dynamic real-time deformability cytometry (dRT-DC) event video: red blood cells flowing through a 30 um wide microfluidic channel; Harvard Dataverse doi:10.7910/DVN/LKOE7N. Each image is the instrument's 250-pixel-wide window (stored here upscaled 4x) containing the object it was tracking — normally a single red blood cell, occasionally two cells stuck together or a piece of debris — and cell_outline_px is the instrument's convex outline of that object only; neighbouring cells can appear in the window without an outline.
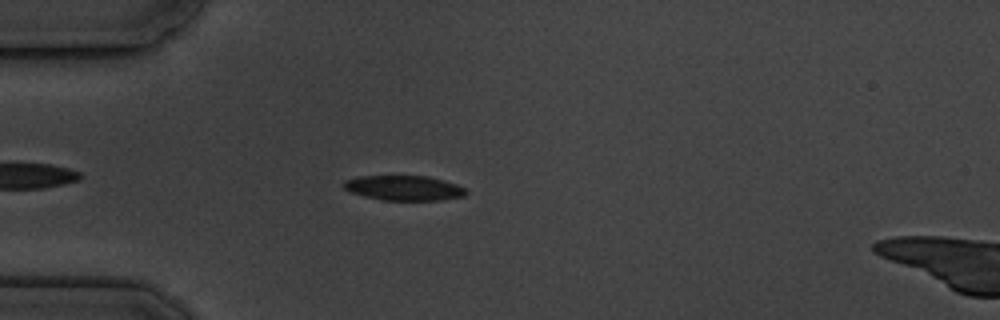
{"species": "common noctule bat (a hibernating species)", "species_latin": "Nyctalus noctula", "temperature_condition": "cold", "stored_images_in_passage": 5, "camera_frame_rate_fps": 3000, "um_per_image_px": 0.085, "animal": {"sex": "male", "body_mass_g": 19.5, "forearm_length_mm": 54.6}, "frame": {"image": 1, "passage_image": 5, "time_ms": 4.667, "image_size_px": [1000, 320], "cell_outline_px": [[468, 192], [464, 196], [444, 200], [384, 200], [364, 196], [352, 192], [344, 188], [340, 184], [344, 180], [360, 176], [428, 176], [444, 180], [456, 184], [464, 188]], "centroid_in_image_um": [34.33, 15.97], "position_along_channel_um": 50.7, "area_um2": 17.8}}